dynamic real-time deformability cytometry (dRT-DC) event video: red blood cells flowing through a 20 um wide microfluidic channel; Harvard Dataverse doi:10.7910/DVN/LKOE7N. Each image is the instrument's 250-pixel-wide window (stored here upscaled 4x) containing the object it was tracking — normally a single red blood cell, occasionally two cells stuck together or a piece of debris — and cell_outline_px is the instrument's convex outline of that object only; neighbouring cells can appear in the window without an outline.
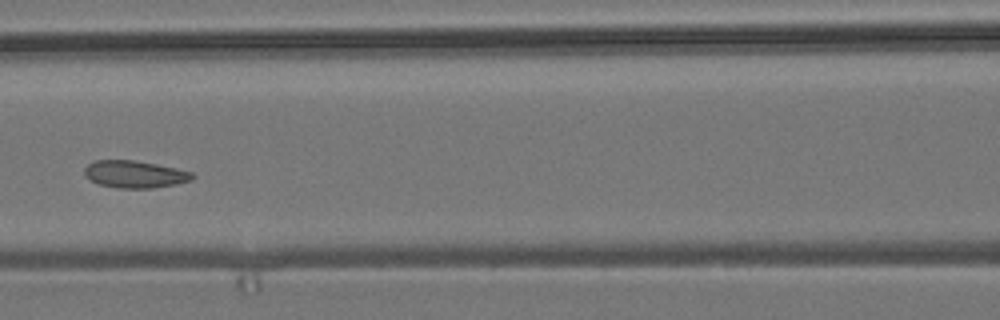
{"species": "common noctule bat (a hibernating species)", "species_latin": "Nyctalus noctula", "temperature_condition": "room temperature", "stored_images_in_passage": 7, "camera_frame_rate_fps": 3000, "um_per_image_px": 0.085, "animal": {"sex": "male", "body_mass_g": 19.2, "forearm_length_mm": 51.8}, "frame": {"image": 1, "passage_image": 7, "time_ms": 2.0, "image_size_px": [1000, 320], "cell_outline_px": [[196, 176], [192, 180], [176, 184], [152, 188], [120, 188], [96, 184], [84, 176], [84, 168], [88, 164], [96, 160], [132, 160], [156, 164], [176, 168], [192, 172]], "centroid_in_image_um": [11.44, 14.81], "position_along_channel_um": 155.2, "area_um2": 17.22}}